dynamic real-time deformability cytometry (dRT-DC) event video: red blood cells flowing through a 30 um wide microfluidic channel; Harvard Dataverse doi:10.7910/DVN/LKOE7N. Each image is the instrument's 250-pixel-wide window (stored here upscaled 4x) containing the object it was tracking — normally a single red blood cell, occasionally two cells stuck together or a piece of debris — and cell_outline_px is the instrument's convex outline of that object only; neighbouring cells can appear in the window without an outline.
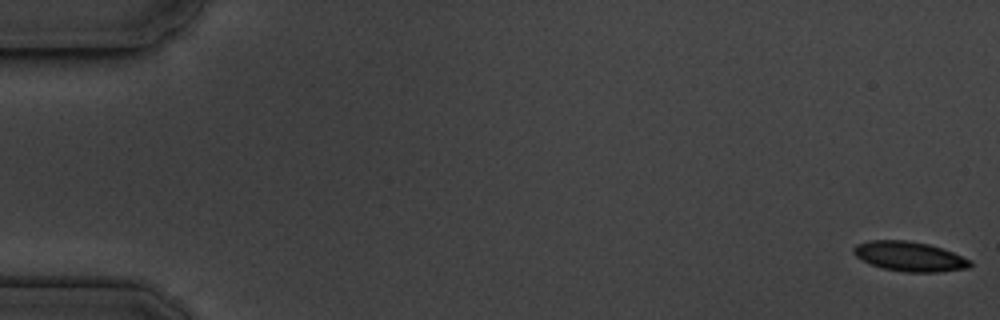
{"species": "common noctule bat (a hibernating species)", "species_latin": "Nyctalus noctula", "temperature_condition": "cold", "stored_images_in_passage": 56, "camera_frame_rate_fps": 3000, "um_per_image_px": 0.085, "animal": {"sex": "male", "body_mass_g": 19.5, "forearm_length_mm": 54.6}, "frame": {"image": 1, "passage_image": 1, "time_ms": 0.0, "image_size_px": [1000, 320], "cell_outline_px": [[972, 264], [968, 268], [936, 272], [904, 272], [884, 268], [872, 264], [856, 256], [852, 252], [852, 248], [856, 244], [868, 240], [908, 240], [928, 244], [952, 252], [972, 260]], "centroid_in_image_um": [77.3, 21.79], "position_along_channel_um": 7.7, "area_um2": 20.06}}
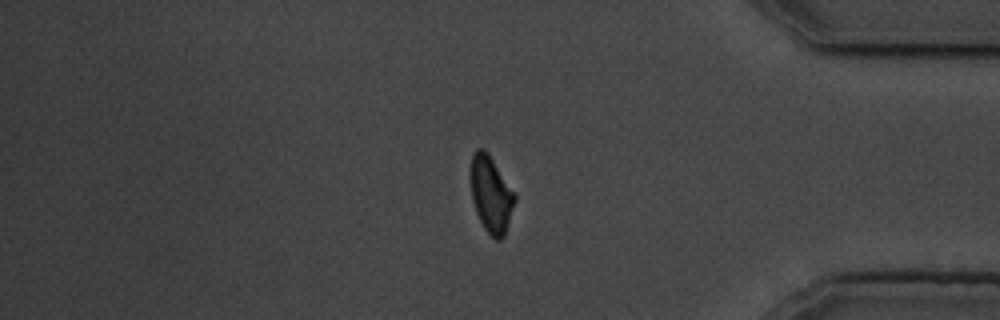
{"frame": {"image": 2, "passage_image": 47, "time_ms": 15.333, "image_size_px": [1000, 320], "cell_outline_px": [[516, 200], [504, 236], [500, 240], [496, 240], [484, 228], [476, 212], [472, 200], [472, 156], [476, 148], [484, 148], [488, 152], [516, 192]], "centroid_in_image_um": [41.78, 16.5], "position_along_channel_um": 393.4, "area_um2": 19.59}}
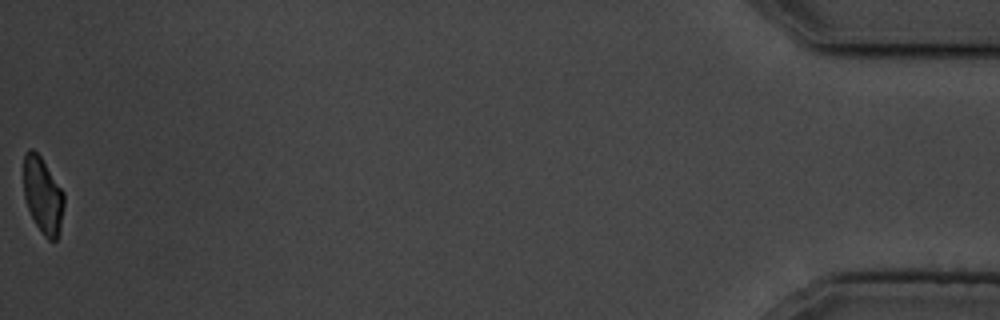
{"frame": {"image": 3, "passage_image": 56, "time_ms": 18.333, "image_size_px": [1000, 320], "cell_outline_px": [[64, 204], [60, 232], [56, 240], [48, 240], [44, 236], [36, 224], [28, 208], [24, 196], [24, 152], [28, 148], [32, 148], [40, 156], [64, 192]], "centroid_in_image_um": [3.65, 16.6], "position_along_channel_um": 431.6, "area_um2": 17.92}, "authors_computed_cell_mechanics": {"area_um2": 20.5768, "velocity_mm_per_s": 3.6303, "shape_relaxation_time_tau1_ms": 3.135, "shape_relaxation_time_tau2_ms": 2.8486, "deformation_change_tau1": 0.0991, "deformation_change_tau2": 0.0801}}